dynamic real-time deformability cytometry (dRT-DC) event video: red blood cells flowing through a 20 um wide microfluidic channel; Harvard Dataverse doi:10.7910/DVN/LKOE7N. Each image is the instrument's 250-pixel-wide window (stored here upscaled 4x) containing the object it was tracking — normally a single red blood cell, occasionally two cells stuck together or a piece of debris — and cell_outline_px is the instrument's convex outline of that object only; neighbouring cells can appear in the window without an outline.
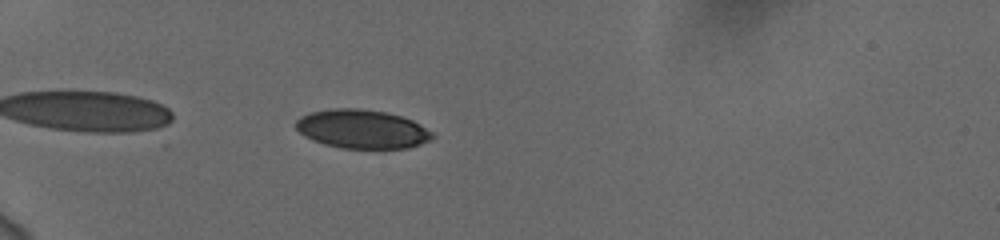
{"species": "human", "species_latin": "Homo sapiens", "temperature_condition": "cold", "stored_images_in_passage": 42, "camera_frame_rate_fps": 3000, "um_per_image_px": 0.085, "donor": {"sex": "female"}, "frame": {"image": 1, "passage_image": 4, "time_ms": 1.0, "image_size_px": [1000, 240], "cell_outline_px": [[436, 136], [420, 144], [408, 148], [340, 148], [324, 144], [312, 140], [304, 136], [296, 128], [296, 120], [300, 116], [312, 112], [332, 108], [360, 108], [384, 112], [400, 116], [412, 120], [420, 124], [432, 132]], "centroid_in_image_um": [30.76, 10.97], "position_along_channel_um": 54.2, "area_um2": 30.81}}
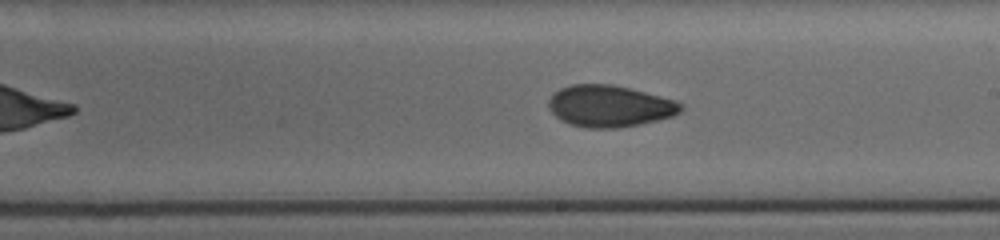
{"frame": {"image": 2, "passage_image": 21, "time_ms": 6.667, "image_size_px": [1000, 240], "cell_outline_px": [[684, 108], [680, 112], [672, 116], [640, 124], [616, 128], [588, 128], [568, 124], [560, 120], [552, 112], [548, 104], [548, 100], [560, 88], [572, 84], [612, 84], [676, 100], [684, 104]], "centroid_in_image_um": [51.82, 9.02], "position_along_channel_um": 237.2, "area_um2": 32.02}}
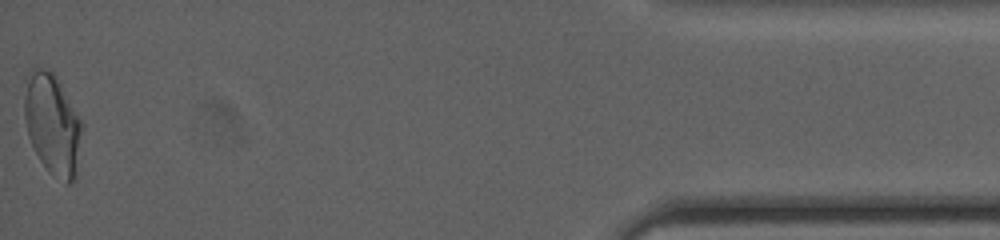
{"frame": {"image": 3, "passage_image": 42, "time_ms": 13.667, "image_size_px": [1000, 240], "cell_outline_px": [[84, 124], [76, 180], [68, 184], [52, 176], [48, 172], [40, 160], [28, 136], [24, 116], [24, 76], [36, 64], [48, 68], [56, 76]], "centroid_in_image_um": [4.46, 10.53], "position_along_channel_um": 430.7, "area_um2": 35.03}, "authors_computed_cell_mechanics": {"area_um2": 31.501, "velocity_mm_per_s": 3.7547, "shape_relaxation_time_tau1_ms": 9.52, "shape_relaxation_time_tau2_ms": 1.9145, "deformation_change_tau1": 0.1895, "deformation_change_tau2": 0.0548}}